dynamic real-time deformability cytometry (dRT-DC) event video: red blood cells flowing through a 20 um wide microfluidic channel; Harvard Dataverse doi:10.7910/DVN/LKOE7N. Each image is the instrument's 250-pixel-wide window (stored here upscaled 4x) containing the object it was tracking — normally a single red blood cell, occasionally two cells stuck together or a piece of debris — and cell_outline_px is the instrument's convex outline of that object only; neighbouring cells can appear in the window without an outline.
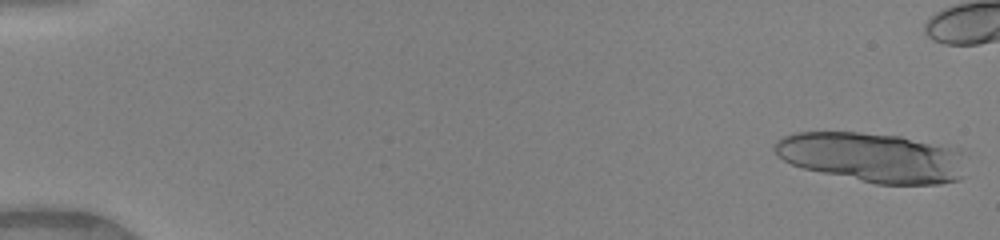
{"species": "human", "species_latin": "Homo sapiens", "temperature_condition": "warm", "stored_images_in_passage": 23, "camera_frame_rate_fps": 3000, "um_per_image_px": 0.085, "donor": {"sex": "female"}, "frame": {"image": 1, "passage_image": 1, "time_ms": 0.0, "image_size_px": [1000, 240], "cell_outline_px": [[960, 180], [940, 184], [876, 184], [804, 168], [792, 164], [784, 160], [772, 148], [772, 144], [776, 140], [784, 136], [796, 132], [860, 132], [900, 136], [960, 148]], "centroid_in_image_um": [74.11, 13.36], "position_along_channel_um": 10.9, "area_um2": 55.03}}
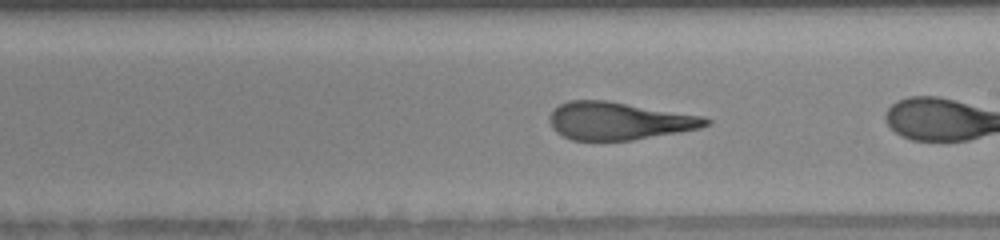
{"frame": {"image": 2, "passage_image": 20, "time_ms": 6.333, "image_size_px": [1000, 240], "cell_outline_px": [[712, 120], [708, 124], [700, 128], [680, 132], [632, 140], [572, 140], [556, 132], [552, 128], [548, 120], [548, 116], [560, 104], [568, 100], [608, 100], [704, 116]], "centroid_in_image_um": [52.6, 10.27], "position_along_channel_um": 236.4, "area_um2": 34.45}}